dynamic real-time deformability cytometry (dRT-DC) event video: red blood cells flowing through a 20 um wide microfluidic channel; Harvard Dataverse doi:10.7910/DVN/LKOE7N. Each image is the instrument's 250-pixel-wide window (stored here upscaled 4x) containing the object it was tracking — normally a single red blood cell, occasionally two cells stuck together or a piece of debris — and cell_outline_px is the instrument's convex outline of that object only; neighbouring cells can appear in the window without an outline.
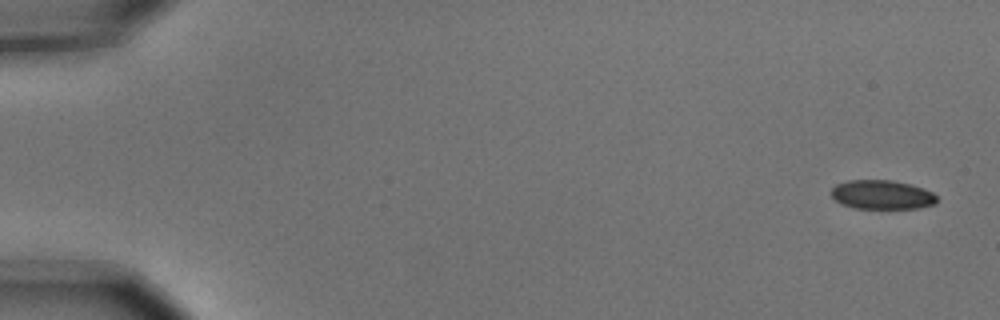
{"species": "common noctule bat (a hibernating species)", "species_latin": "Nyctalus noctula", "temperature_condition": "cold", "stored_images_in_passage": 5, "camera_frame_rate_fps": 3000, "um_per_image_px": 0.085, "animal": {"sex": "male", "body_mass_g": 15.6}, "frame": {"image": 1, "passage_image": 1, "time_ms": 0.0, "image_size_px": [1000, 320], "cell_outline_px": [[936, 204], [920, 208], [856, 208], [840, 204], [828, 192], [836, 184], [848, 180], [892, 180], [924, 188], [932, 192], [936, 196]], "centroid_in_image_um": [74.94, 16.55], "position_along_channel_um": 10.1, "area_um2": 17.98}}
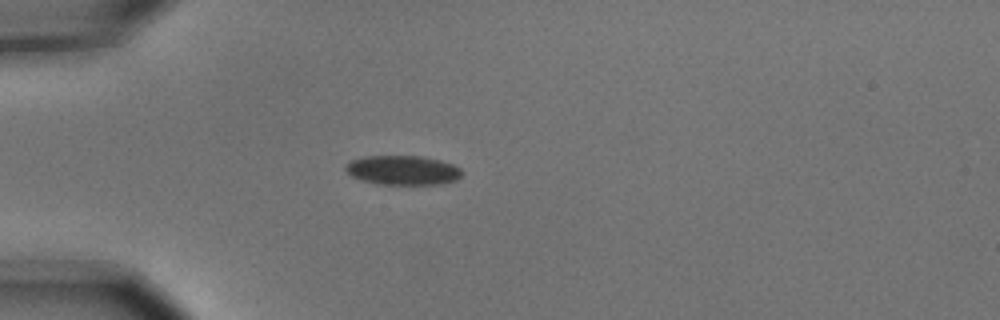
{"frame": {"image": 2, "passage_image": 5, "time_ms": 1.333, "image_size_px": [1000, 320], "cell_outline_px": [[464, 172], [456, 180], [440, 184], [376, 184], [360, 180], [352, 176], [344, 168], [352, 160], [364, 156], [420, 156], [440, 160], [452, 164], [460, 168]], "centroid_in_image_um": [34.25, 14.47], "position_along_channel_um": 50.8, "area_um2": 19.88}}